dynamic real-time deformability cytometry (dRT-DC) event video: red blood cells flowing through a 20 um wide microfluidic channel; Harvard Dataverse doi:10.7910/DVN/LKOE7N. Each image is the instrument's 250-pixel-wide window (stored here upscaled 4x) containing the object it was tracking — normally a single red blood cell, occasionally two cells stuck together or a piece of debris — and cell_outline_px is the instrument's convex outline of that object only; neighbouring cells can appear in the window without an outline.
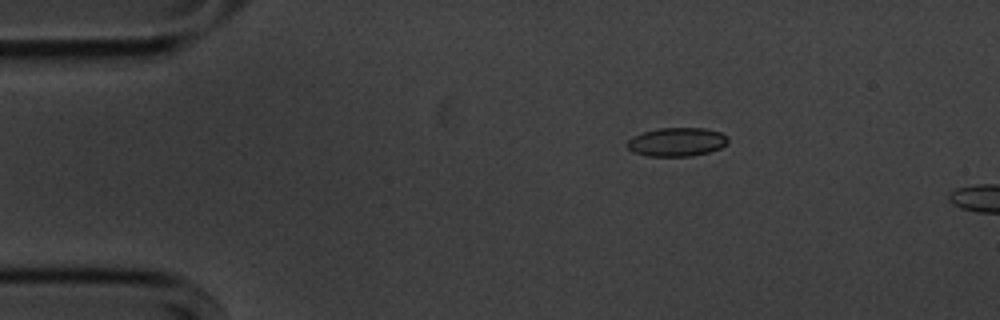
{"species": "common noctule bat (a hibernating species)", "species_latin": "Nyctalus noctula", "temperature_condition": "cold", "stored_images_in_passage": 4, "camera_frame_rate_fps": 3000, "um_per_image_px": 0.085, "animal": {"sex": "male", "body_mass_g": 20.1, "forearm_length_mm": 53.5}, "frame": {"image": 1, "passage_image": 1, "time_ms": 0.0, "image_size_px": [1000, 320], "cell_outline_px": [[728, 140], [720, 148], [708, 152], [692, 156], [648, 156], [632, 152], [628, 148], [628, 140], [632, 136], [644, 132], [660, 128], [704, 128], [720, 132], [728, 136]], "centroid_in_image_um": [57.52, 12.07], "position_along_channel_um": 27.5, "area_um2": 16.76}}